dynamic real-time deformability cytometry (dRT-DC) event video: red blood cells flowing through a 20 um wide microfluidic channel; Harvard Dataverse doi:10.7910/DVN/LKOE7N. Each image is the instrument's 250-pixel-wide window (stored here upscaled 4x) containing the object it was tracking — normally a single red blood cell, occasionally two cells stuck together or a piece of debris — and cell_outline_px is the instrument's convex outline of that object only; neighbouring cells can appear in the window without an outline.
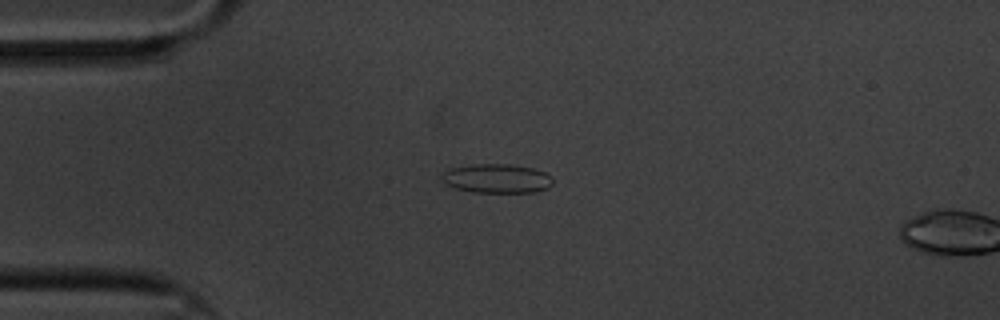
{"species": "common noctule bat (a hibernating species)", "species_latin": "Nyctalus noctula", "temperature_condition": "cold", "stored_images_in_passage": 3, "camera_frame_rate_fps": 3000, "um_per_image_px": 0.085, "animal": {"sex": "male", "body_mass_g": 20.1, "forearm_length_mm": 53.5}, "frame": {"image": 1, "passage_image": 1, "time_ms": 0.0, "image_size_px": [1000, 320], "cell_outline_px": [[552, 184], [548, 188], [536, 192], [472, 192], [456, 188], [444, 184], [440, 176], [448, 168], [472, 164], [508, 164], [532, 168], [544, 172], [552, 176]], "centroid_in_image_um": [42.2, 15.17], "position_along_channel_um": 42.8, "area_um2": 18.96}}